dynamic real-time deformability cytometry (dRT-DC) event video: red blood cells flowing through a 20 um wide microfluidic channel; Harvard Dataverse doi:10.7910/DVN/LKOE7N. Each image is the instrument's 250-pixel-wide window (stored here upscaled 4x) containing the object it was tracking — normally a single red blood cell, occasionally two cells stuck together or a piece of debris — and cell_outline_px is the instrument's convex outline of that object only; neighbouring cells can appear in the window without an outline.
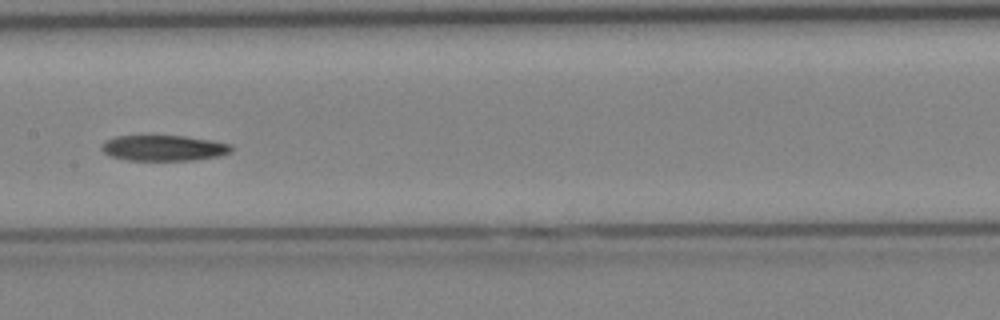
{"species": "Egyptian fruit bat (a non-hibernating species)", "species_latin": "Rousettus aegyptiacus", "temperature_condition": "cold", "stored_images_in_passage": 21, "camera_frame_rate_fps": 3000, "um_per_image_px": 0.085, "animal": {"sex": "female"}, "frame": {"image": 1, "passage_image": 12, "time_ms": 3.667, "image_size_px": [1000, 320], "cell_outline_px": [[232, 152], [220, 156], [192, 160], [124, 160], [108, 156], [100, 148], [108, 140], [116, 136], [184, 136], [212, 140], [232, 144]], "centroid_in_image_um": [13.95, 12.59], "position_along_channel_um": 193.5, "area_um2": 19.42}}
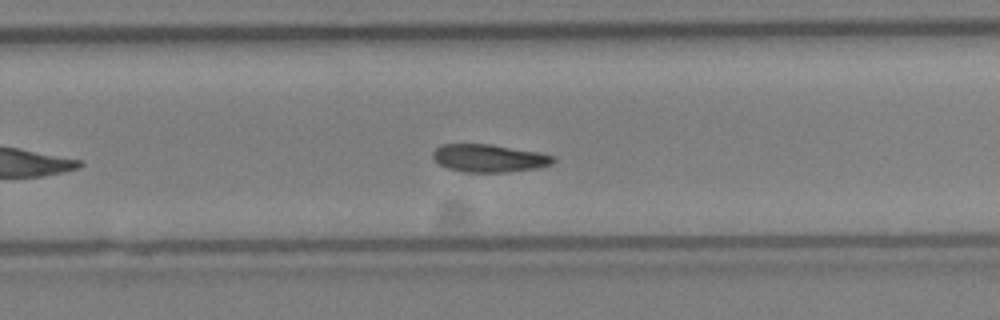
{"frame": {"image": 2, "passage_image": 18, "time_ms": 5.667, "image_size_px": [1000, 320], "cell_outline_px": [[556, 160], [552, 164], [536, 168], [504, 172], [464, 172], [448, 168], [440, 164], [432, 156], [432, 152], [440, 144], [492, 144], [540, 152], [556, 156]], "centroid_in_image_um": [41.6, 13.43], "position_along_channel_um": 288.2, "area_um2": 19.59}}